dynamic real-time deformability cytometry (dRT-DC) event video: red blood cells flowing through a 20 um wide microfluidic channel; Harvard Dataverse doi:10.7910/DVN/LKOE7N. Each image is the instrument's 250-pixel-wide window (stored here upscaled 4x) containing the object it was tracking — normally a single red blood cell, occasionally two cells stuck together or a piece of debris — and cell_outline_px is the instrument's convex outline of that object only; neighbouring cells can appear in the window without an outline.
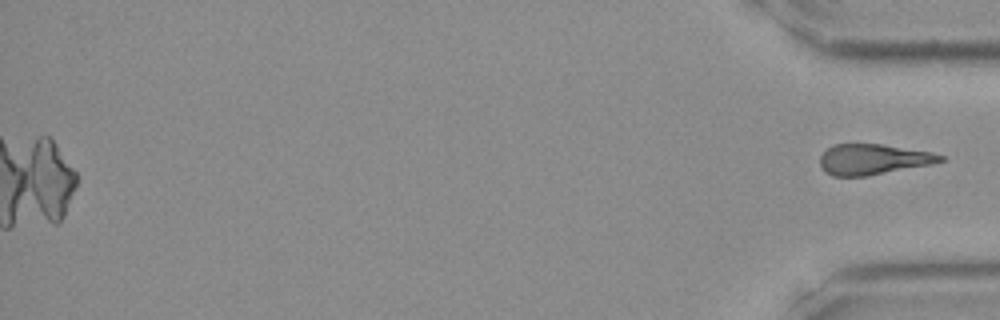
{"species": "Egyptian fruit bat (a non-hibernating species)", "species_latin": "Rousettus aegyptiacus", "temperature_condition": "room temperature", "stored_images_in_passage": 31, "camera_frame_rate_fps": 3000, "um_per_image_px": 0.085, "frame": {"image": 1, "passage_image": 31, "time_ms": 10.0, "image_size_px": [1000, 320], "cell_outline_px": [[944, 160], [932, 164], [868, 176], [832, 176], [824, 172], [820, 168], [820, 156], [832, 144], [884, 144], [932, 152], [944, 156]], "centroid_in_image_um": [74.2, 13.55], "position_along_channel_um": 361.0, "area_um2": 21.62}}